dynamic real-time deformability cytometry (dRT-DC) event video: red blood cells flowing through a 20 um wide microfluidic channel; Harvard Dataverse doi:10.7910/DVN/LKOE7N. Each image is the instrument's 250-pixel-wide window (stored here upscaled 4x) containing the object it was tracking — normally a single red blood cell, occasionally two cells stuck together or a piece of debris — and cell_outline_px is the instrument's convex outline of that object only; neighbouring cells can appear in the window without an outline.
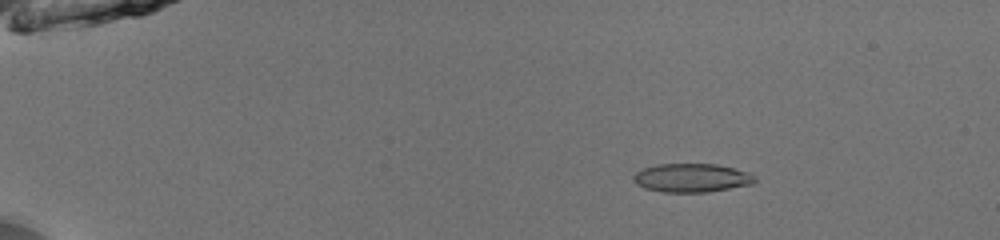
{"species": "common noctule bat (a hibernating species)", "species_latin": "Nyctalus noctula", "temperature_condition": "room temperature", "stored_images_in_passage": 52, "camera_frame_rate_fps": 3000, "um_per_image_px": 0.085, "animal": {"sex": "male", "body_mass_g": 13.0, "forearm_length_mm": 53.1}, "frame": {"image": 1, "passage_image": 10, "time_ms": 3.0, "image_size_px": [1000, 240], "cell_outline_px": [[756, 180], [752, 184], [708, 192], [664, 192], [644, 188], [636, 184], [632, 180], [632, 176], [636, 172], [644, 168], [656, 164], [716, 164], [748, 172], [756, 176]], "centroid_in_image_um": [58.77, 15.12], "position_along_channel_um": 26.2, "area_um2": 20.29}}
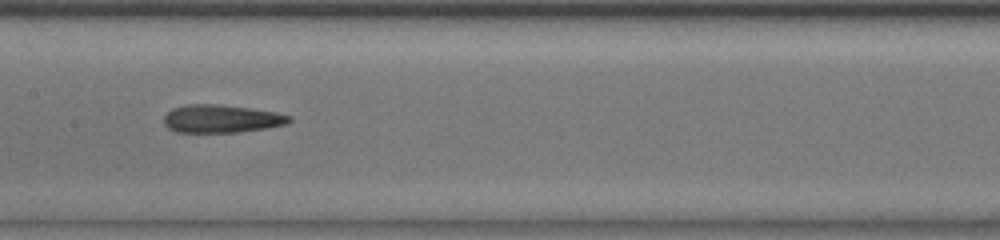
{"frame": {"image": 2, "passage_image": 29, "time_ms": 9.333, "image_size_px": [1000, 240], "cell_outline_px": [[292, 120], [288, 124], [268, 128], [236, 132], [176, 132], [168, 128], [164, 124], [164, 116], [172, 108], [188, 104], [216, 104], [248, 108], [276, 112], [292, 116]], "centroid_in_image_um": [18.83, 10.09], "position_along_channel_um": 188.6, "area_um2": 20.46}}
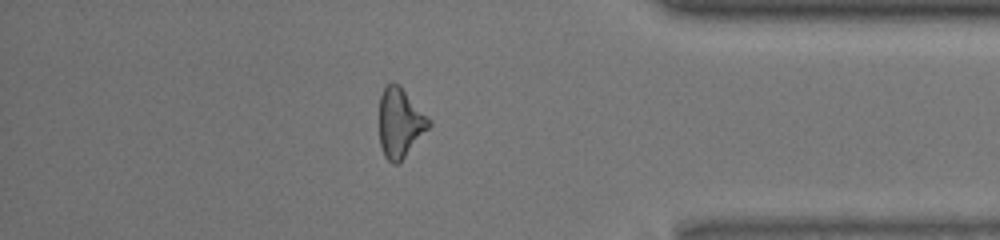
{"frame": {"image": 3, "passage_image": 46, "time_ms": 15.0, "image_size_px": [1000, 240], "cell_outline_px": [[432, 124], [404, 156], [396, 164], [392, 164], [384, 156], [380, 144], [380, 96], [384, 88], [392, 80], [400, 84], [432, 120]], "centroid_in_image_um": [34.01, 10.38], "position_along_channel_um": 401.2, "area_um2": 20.06}, "authors_computed_cell_mechanics": {"area_um2": 20.0566, "velocity_mm_per_s": 4.0594, "shape_relaxation_time_tau1_ms": 8.316, "shape_relaxation_time_tau2_ms": 6.5606, "deformation_change_tau1": 0.2149, "deformation_change_tau2": 0.1677}}